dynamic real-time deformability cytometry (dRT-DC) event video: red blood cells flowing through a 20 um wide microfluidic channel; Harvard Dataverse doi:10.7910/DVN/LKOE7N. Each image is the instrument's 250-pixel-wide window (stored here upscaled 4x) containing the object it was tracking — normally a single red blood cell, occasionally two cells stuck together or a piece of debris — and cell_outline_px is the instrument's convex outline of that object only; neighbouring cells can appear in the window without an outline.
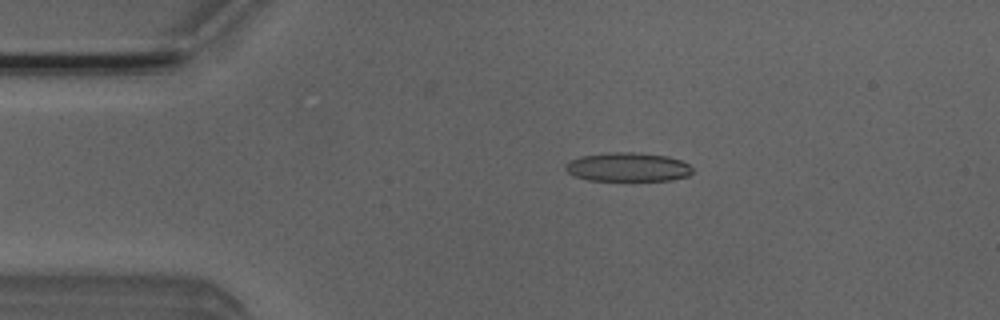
{"species": "Egyptian fruit bat (a non-hibernating species)", "species_latin": "Rousettus aegyptiacus", "temperature_condition": "room temperature", "stored_images_in_passage": 50, "camera_frame_rate_fps": 3000, "um_per_image_px": 0.085, "animal": {"sex": "male"}, "frame": {"image": 1, "passage_image": 9, "time_ms": 2.667, "image_size_px": [1000, 320], "cell_outline_px": [[692, 172], [688, 176], [672, 180], [588, 180], [576, 176], [568, 172], [564, 168], [568, 160], [580, 156], [612, 152], [632, 152], [668, 156], [680, 160], [688, 164], [692, 168]], "centroid_in_image_um": [53.35, 14.19], "position_along_channel_um": 31.6, "area_um2": 21.33}}
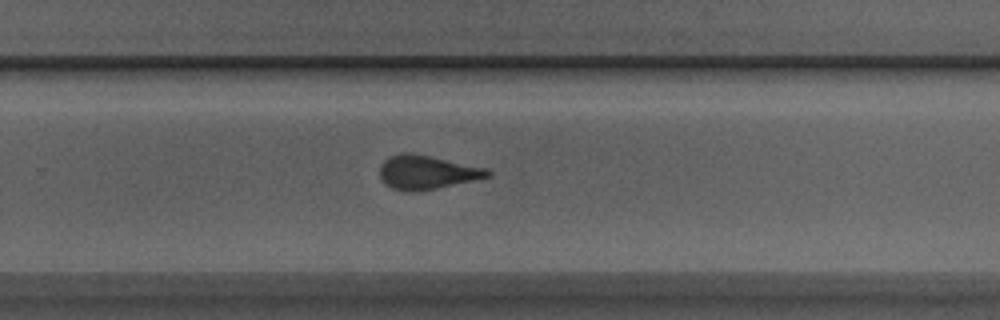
{"frame": {"image": 2, "passage_image": 32, "time_ms": 10.333, "image_size_px": [1000, 320], "cell_outline_px": [[492, 176], [436, 188], [416, 192], [408, 192], [392, 188], [384, 184], [380, 176], [380, 164], [384, 160], [400, 152], [408, 152], [432, 156], [488, 168], [492, 172]], "centroid_in_image_um": [36.28, 14.64], "position_along_channel_um": 293.5, "area_um2": 21.44}}
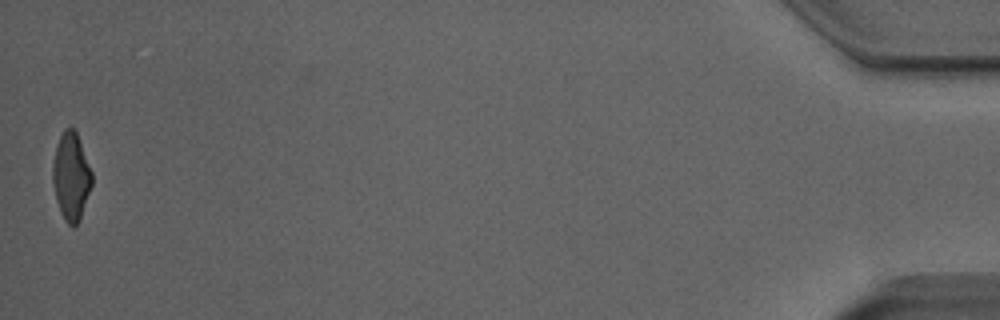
{"frame": {"image": 3, "passage_image": 50, "time_ms": 16.333, "image_size_px": [1000, 320], "cell_outline_px": [[92, 184], [80, 220], [72, 228], [64, 220], [60, 212], [56, 200], [52, 180], [52, 164], [56, 144], [64, 128], [72, 128], [76, 132], [92, 172]], "centroid_in_image_um": [6.03, 15.02], "position_along_channel_um": 429.2, "area_um2": 20.06}, "authors_computed_cell_mechanics": {"area_um2": 21.0103, "velocity_mm_per_s": 3.9642, "shape_relaxation_time_tau1_ms": null, "shape_relaxation_time_tau2_ms": 1.3376, "deformation_change_tau1": null, "deformation_change_tau2": 0.0893}}